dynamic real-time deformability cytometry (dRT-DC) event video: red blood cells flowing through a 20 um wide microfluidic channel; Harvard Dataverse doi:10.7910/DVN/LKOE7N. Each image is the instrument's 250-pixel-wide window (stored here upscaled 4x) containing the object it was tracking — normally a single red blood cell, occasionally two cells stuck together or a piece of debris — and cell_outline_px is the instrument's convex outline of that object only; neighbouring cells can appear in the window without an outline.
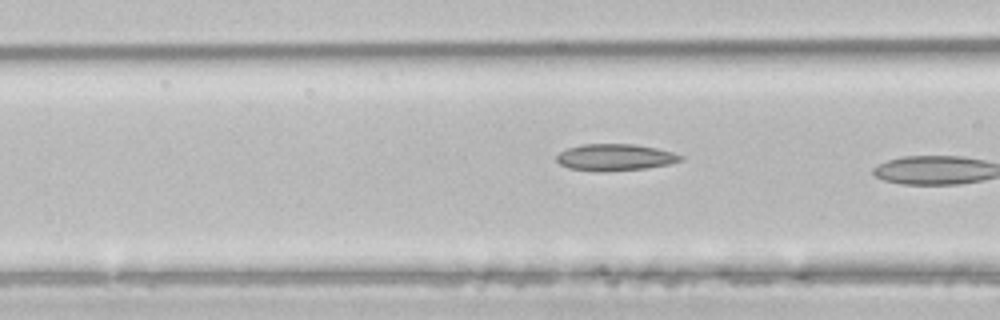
{"species": "common noctule bat (a hibernating species)", "species_latin": "Nyctalus noctula", "temperature_condition": "room temperature", "stored_images_in_passage": 5, "camera_frame_rate_fps": 3000, "um_per_image_px": 0.085, "animal": {"sex": "male", "body_mass_g": 21.5, "forearm_length_mm": 52.0}, "frame": {"image": 1, "passage_image": 5, "time_ms": 1.333, "image_size_px": [1000, 320], "cell_outline_px": [[684, 160], [668, 164], [648, 168], [568, 168], [560, 164], [556, 160], [556, 156], [560, 152], [568, 148], [584, 144], [636, 144], [656, 148], [672, 152], [684, 156]], "centroid_in_image_um": [52.35, 13.31], "position_along_channel_um": 114.3, "area_um2": 18.21}}